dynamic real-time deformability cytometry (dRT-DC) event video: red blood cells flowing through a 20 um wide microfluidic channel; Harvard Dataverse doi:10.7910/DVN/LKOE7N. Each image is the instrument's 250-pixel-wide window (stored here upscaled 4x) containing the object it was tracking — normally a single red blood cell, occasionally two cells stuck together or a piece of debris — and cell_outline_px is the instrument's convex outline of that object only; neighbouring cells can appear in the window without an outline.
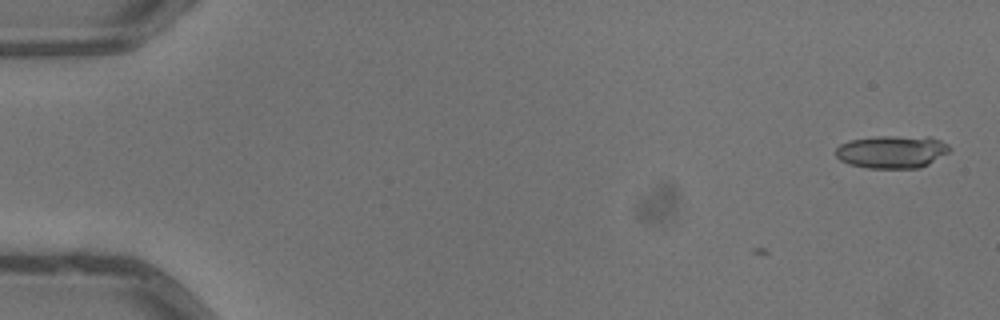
{"species": "common noctule bat (a hibernating species)", "species_latin": "Nyctalus noctula", "temperature_condition": "warm", "stored_images_in_passage": 2, "camera_frame_rate_fps": 3000, "um_per_image_px": 0.085, "animal": {"sex": "male", "body_mass_g": 13.3}, "frame": {"image": 1, "passage_image": 2, "time_ms": 0.333, "image_size_px": [1000, 320], "cell_outline_px": [[952, 148], [948, 152], [928, 164], [920, 168], [868, 168], [848, 164], [840, 160], [836, 156], [836, 148], [840, 144], [848, 140], [876, 136], [928, 136], [940, 140], [948, 144]], "centroid_in_image_um": [75.81, 12.89], "position_along_channel_um": 9.2, "area_um2": 21.96}}